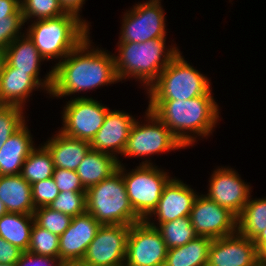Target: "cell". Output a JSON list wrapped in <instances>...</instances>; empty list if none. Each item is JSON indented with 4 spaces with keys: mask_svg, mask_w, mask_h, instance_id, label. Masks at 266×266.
<instances>
[{
    "mask_svg": "<svg viewBox=\"0 0 266 266\" xmlns=\"http://www.w3.org/2000/svg\"><path fill=\"white\" fill-rule=\"evenodd\" d=\"M90 35L53 68L49 97L63 98L75 93L116 84L119 81L113 53L92 44ZM93 45V46H92Z\"/></svg>",
    "mask_w": 266,
    "mask_h": 266,
    "instance_id": "6da1fadb",
    "label": "cell"
},
{
    "mask_svg": "<svg viewBox=\"0 0 266 266\" xmlns=\"http://www.w3.org/2000/svg\"><path fill=\"white\" fill-rule=\"evenodd\" d=\"M214 99L213 95H202L189 100H148L147 109L190 148L200 137L207 139L219 122L220 108Z\"/></svg>",
    "mask_w": 266,
    "mask_h": 266,
    "instance_id": "7a4b0ae2",
    "label": "cell"
},
{
    "mask_svg": "<svg viewBox=\"0 0 266 266\" xmlns=\"http://www.w3.org/2000/svg\"><path fill=\"white\" fill-rule=\"evenodd\" d=\"M114 62L119 81L135 79L147 90L161 71L180 52L177 44L166 46V38L143 43L118 42Z\"/></svg>",
    "mask_w": 266,
    "mask_h": 266,
    "instance_id": "3957f363",
    "label": "cell"
},
{
    "mask_svg": "<svg viewBox=\"0 0 266 266\" xmlns=\"http://www.w3.org/2000/svg\"><path fill=\"white\" fill-rule=\"evenodd\" d=\"M31 22L24 32L46 61L57 59V63L61 62L90 35V23L69 12Z\"/></svg>",
    "mask_w": 266,
    "mask_h": 266,
    "instance_id": "277c9868",
    "label": "cell"
},
{
    "mask_svg": "<svg viewBox=\"0 0 266 266\" xmlns=\"http://www.w3.org/2000/svg\"><path fill=\"white\" fill-rule=\"evenodd\" d=\"M86 212L101 225H127L143 221L128 198L124 179L117 170L86 190Z\"/></svg>",
    "mask_w": 266,
    "mask_h": 266,
    "instance_id": "5b68a950",
    "label": "cell"
},
{
    "mask_svg": "<svg viewBox=\"0 0 266 266\" xmlns=\"http://www.w3.org/2000/svg\"><path fill=\"white\" fill-rule=\"evenodd\" d=\"M208 77L191 66L181 51L161 71L157 80L147 89L148 100H189L212 95Z\"/></svg>",
    "mask_w": 266,
    "mask_h": 266,
    "instance_id": "8992f818",
    "label": "cell"
},
{
    "mask_svg": "<svg viewBox=\"0 0 266 266\" xmlns=\"http://www.w3.org/2000/svg\"><path fill=\"white\" fill-rule=\"evenodd\" d=\"M121 159L118 171L122 174L126 192L135 213L145 220L156 208L164 186L172 178L169 172L156 164H139L129 172Z\"/></svg>",
    "mask_w": 266,
    "mask_h": 266,
    "instance_id": "52a82bcc",
    "label": "cell"
},
{
    "mask_svg": "<svg viewBox=\"0 0 266 266\" xmlns=\"http://www.w3.org/2000/svg\"><path fill=\"white\" fill-rule=\"evenodd\" d=\"M144 119H146L144 122L136 119L131 126L126 148L122 154L125 158L141 156L144 161L140 164H154L150 162L148 156L185 149L170 129L148 109Z\"/></svg>",
    "mask_w": 266,
    "mask_h": 266,
    "instance_id": "ba28073f",
    "label": "cell"
},
{
    "mask_svg": "<svg viewBox=\"0 0 266 266\" xmlns=\"http://www.w3.org/2000/svg\"><path fill=\"white\" fill-rule=\"evenodd\" d=\"M118 42L143 43L166 38V16L161 0L138 2L123 13Z\"/></svg>",
    "mask_w": 266,
    "mask_h": 266,
    "instance_id": "9c48e42d",
    "label": "cell"
},
{
    "mask_svg": "<svg viewBox=\"0 0 266 266\" xmlns=\"http://www.w3.org/2000/svg\"><path fill=\"white\" fill-rule=\"evenodd\" d=\"M110 109L92 97L77 96L68 100L61 111L64 135L91 142Z\"/></svg>",
    "mask_w": 266,
    "mask_h": 266,
    "instance_id": "30bf717a",
    "label": "cell"
},
{
    "mask_svg": "<svg viewBox=\"0 0 266 266\" xmlns=\"http://www.w3.org/2000/svg\"><path fill=\"white\" fill-rule=\"evenodd\" d=\"M130 226L101 225L78 266H124Z\"/></svg>",
    "mask_w": 266,
    "mask_h": 266,
    "instance_id": "8fae6325",
    "label": "cell"
},
{
    "mask_svg": "<svg viewBox=\"0 0 266 266\" xmlns=\"http://www.w3.org/2000/svg\"><path fill=\"white\" fill-rule=\"evenodd\" d=\"M167 251L160 232L143 220L130 226L124 266H164Z\"/></svg>",
    "mask_w": 266,
    "mask_h": 266,
    "instance_id": "7c38bea8",
    "label": "cell"
},
{
    "mask_svg": "<svg viewBox=\"0 0 266 266\" xmlns=\"http://www.w3.org/2000/svg\"><path fill=\"white\" fill-rule=\"evenodd\" d=\"M190 218L198 236L218 239L237 232V216L204 194L196 197Z\"/></svg>",
    "mask_w": 266,
    "mask_h": 266,
    "instance_id": "4fadbf2b",
    "label": "cell"
},
{
    "mask_svg": "<svg viewBox=\"0 0 266 266\" xmlns=\"http://www.w3.org/2000/svg\"><path fill=\"white\" fill-rule=\"evenodd\" d=\"M208 182V192L204 195L236 216L244 209L252 193L251 185L244 182L238 172L229 166L216 167Z\"/></svg>",
    "mask_w": 266,
    "mask_h": 266,
    "instance_id": "5bb4252c",
    "label": "cell"
},
{
    "mask_svg": "<svg viewBox=\"0 0 266 266\" xmlns=\"http://www.w3.org/2000/svg\"><path fill=\"white\" fill-rule=\"evenodd\" d=\"M198 194L186 182L172 176L164 186L156 208L144 221L147 224H162L180 217L190 216Z\"/></svg>",
    "mask_w": 266,
    "mask_h": 266,
    "instance_id": "9a60e30c",
    "label": "cell"
},
{
    "mask_svg": "<svg viewBox=\"0 0 266 266\" xmlns=\"http://www.w3.org/2000/svg\"><path fill=\"white\" fill-rule=\"evenodd\" d=\"M101 224L90 214L75 216L59 236V259L65 266H78Z\"/></svg>",
    "mask_w": 266,
    "mask_h": 266,
    "instance_id": "2e32d148",
    "label": "cell"
},
{
    "mask_svg": "<svg viewBox=\"0 0 266 266\" xmlns=\"http://www.w3.org/2000/svg\"><path fill=\"white\" fill-rule=\"evenodd\" d=\"M259 251L253 240L235 232L213 239L207 266H257Z\"/></svg>",
    "mask_w": 266,
    "mask_h": 266,
    "instance_id": "e0dca14e",
    "label": "cell"
},
{
    "mask_svg": "<svg viewBox=\"0 0 266 266\" xmlns=\"http://www.w3.org/2000/svg\"><path fill=\"white\" fill-rule=\"evenodd\" d=\"M135 120L136 117L130 113L110 109L103 125L90 142L91 149L110 154L119 160L118 155L122 156L126 148L129 132Z\"/></svg>",
    "mask_w": 266,
    "mask_h": 266,
    "instance_id": "ac0fdd59",
    "label": "cell"
},
{
    "mask_svg": "<svg viewBox=\"0 0 266 266\" xmlns=\"http://www.w3.org/2000/svg\"><path fill=\"white\" fill-rule=\"evenodd\" d=\"M5 62L17 71L31 74L49 93L52 87L53 68L41 78V62L46 61L26 33L15 39L5 50Z\"/></svg>",
    "mask_w": 266,
    "mask_h": 266,
    "instance_id": "d6986e66",
    "label": "cell"
},
{
    "mask_svg": "<svg viewBox=\"0 0 266 266\" xmlns=\"http://www.w3.org/2000/svg\"><path fill=\"white\" fill-rule=\"evenodd\" d=\"M40 88V89H39ZM49 92L27 72L17 71L16 68L4 62L0 74V105H17L25 109L31 93L36 90Z\"/></svg>",
    "mask_w": 266,
    "mask_h": 266,
    "instance_id": "ffe728a7",
    "label": "cell"
},
{
    "mask_svg": "<svg viewBox=\"0 0 266 266\" xmlns=\"http://www.w3.org/2000/svg\"><path fill=\"white\" fill-rule=\"evenodd\" d=\"M25 122L0 149V176L18 175L29 153L36 147Z\"/></svg>",
    "mask_w": 266,
    "mask_h": 266,
    "instance_id": "44dd1931",
    "label": "cell"
},
{
    "mask_svg": "<svg viewBox=\"0 0 266 266\" xmlns=\"http://www.w3.org/2000/svg\"><path fill=\"white\" fill-rule=\"evenodd\" d=\"M56 132L42 145L49 151L55 168L76 171L91 149L90 142Z\"/></svg>",
    "mask_w": 266,
    "mask_h": 266,
    "instance_id": "7402d4cb",
    "label": "cell"
},
{
    "mask_svg": "<svg viewBox=\"0 0 266 266\" xmlns=\"http://www.w3.org/2000/svg\"><path fill=\"white\" fill-rule=\"evenodd\" d=\"M0 200L11 213L33 215L32 188L18 175L0 176Z\"/></svg>",
    "mask_w": 266,
    "mask_h": 266,
    "instance_id": "603a6c76",
    "label": "cell"
},
{
    "mask_svg": "<svg viewBox=\"0 0 266 266\" xmlns=\"http://www.w3.org/2000/svg\"><path fill=\"white\" fill-rule=\"evenodd\" d=\"M118 159L114 156L90 149L76 172L83 187L87 190L109 178L118 169Z\"/></svg>",
    "mask_w": 266,
    "mask_h": 266,
    "instance_id": "cb8c5ba5",
    "label": "cell"
},
{
    "mask_svg": "<svg viewBox=\"0 0 266 266\" xmlns=\"http://www.w3.org/2000/svg\"><path fill=\"white\" fill-rule=\"evenodd\" d=\"M213 239L197 236L183 246L168 249L164 266H207Z\"/></svg>",
    "mask_w": 266,
    "mask_h": 266,
    "instance_id": "d4e9b609",
    "label": "cell"
},
{
    "mask_svg": "<svg viewBox=\"0 0 266 266\" xmlns=\"http://www.w3.org/2000/svg\"><path fill=\"white\" fill-rule=\"evenodd\" d=\"M34 222V215L7 212L0 218V237L25 252Z\"/></svg>",
    "mask_w": 266,
    "mask_h": 266,
    "instance_id": "484cf974",
    "label": "cell"
},
{
    "mask_svg": "<svg viewBox=\"0 0 266 266\" xmlns=\"http://www.w3.org/2000/svg\"><path fill=\"white\" fill-rule=\"evenodd\" d=\"M251 197L237 216V232L254 240L266 228V197Z\"/></svg>",
    "mask_w": 266,
    "mask_h": 266,
    "instance_id": "4316f807",
    "label": "cell"
},
{
    "mask_svg": "<svg viewBox=\"0 0 266 266\" xmlns=\"http://www.w3.org/2000/svg\"><path fill=\"white\" fill-rule=\"evenodd\" d=\"M54 163L49 151L41 144L36 146L23 163L20 175L31 185L52 178Z\"/></svg>",
    "mask_w": 266,
    "mask_h": 266,
    "instance_id": "83f0119b",
    "label": "cell"
},
{
    "mask_svg": "<svg viewBox=\"0 0 266 266\" xmlns=\"http://www.w3.org/2000/svg\"><path fill=\"white\" fill-rule=\"evenodd\" d=\"M161 234L167 249L183 246L198 235L191 223L190 216L180 217L162 224H149Z\"/></svg>",
    "mask_w": 266,
    "mask_h": 266,
    "instance_id": "f1b7e54d",
    "label": "cell"
},
{
    "mask_svg": "<svg viewBox=\"0 0 266 266\" xmlns=\"http://www.w3.org/2000/svg\"><path fill=\"white\" fill-rule=\"evenodd\" d=\"M20 10L25 23L56 18L67 13L59 0H20Z\"/></svg>",
    "mask_w": 266,
    "mask_h": 266,
    "instance_id": "f546056e",
    "label": "cell"
},
{
    "mask_svg": "<svg viewBox=\"0 0 266 266\" xmlns=\"http://www.w3.org/2000/svg\"><path fill=\"white\" fill-rule=\"evenodd\" d=\"M59 243V235L51 233L34 222L27 251L36 255L59 258Z\"/></svg>",
    "mask_w": 266,
    "mask_h": 266,
    "instance_id": "4dcf8cb0",
    "label": "cell"
},
{
    "mask_svg": "<svg viewBox=\"0 0 266 266\" xmlns=\"http://www.w3.org/2000/svg\"><path fill=\"white\" fill-rule=\"evenodd\" d=\"M35 222L51 233L62 235L69 227L72 217L48 207L36 208L34 211Z\"/></svg>",
    "mask_w": 266,
    "mask_h": 266,
    "instance_id": "1f68e13d",
    "label": "cell"
},
{
    "mask_svg": "<svg viewBox=\"0 0 266 266\" xmlns=\"http://www.w3.org/2000/svg\"><path fill=\"white\" fill-rule=\"evenodd\" d=\"M72 218L86 212V192H60L49 206Z\"/></svg>",
    "mask_w": 266,
    "mask_h": 266,
    "instance_id": "d6a6232c",
    "label": "cell"
},
{
    "mask_svg": "<svg viewBox=\"0 0 266 266\" xmlns=\"http://www.w3.org/2000/svg\"><path fill=\"white\" fill-rule=\"evenodd\" d=\"M25 21L19 9L8 21H0V50H5L15 39L23 35Z\"/></svg>",
    "mask_w": 266,
    "mask_h": 266,
    "instance_id": "836d02e7",
    "label": "cell"
},
{
    "mask_svg": "<svg viewBox=\"0 0 266 266\" xmlns=\"http://www.w3.org/2000/svg\"><path fill=\"white\" fill-rule=\"evenodd\" d=\"M25 109L17 105H0V133H14L26 121Z\"/></svg>",
    "mask_w": 266,
    "mask_h": 266,
    "instance_id": "e575fe53",
    "label": "cell"
},
{
    "mask_svg": "<svg viewBox=\"0 0 266 266\" xmlns=\"http://www.w3.org/2000/svg\"><path fill=\"white\" fill-rule=\"evenodd\" d=\"M31 188L35 208L50 206L60 193L53 178L35 182Z\"/></svg>",
    "mask_w": 266,
    "mask_h": 266,
    "instance_id": "d590c367",
    "label": "cell"
},
{
    "mask_svg": "<svg viewBox=\"0 0 266 266\" xmlns=\"http://www.w3.org/2000/svg\"><path fill=\"white\" fill-rule=\"evenodd\" d=\"M52 178L60 192H86L80 177L74 170L55 168Z\"/></svg>",
    "mask_w": 266,
    "mask_h": 266,
    "instance_id": "8d00e7d4",
    "label": "cell"
},
{
    "mask_svg": "<svg viewBox=\"0 0 266 266\" xmlns=\"http://www.w3.org/2000/svg\"><path fill=\"white\" fill-rule=\"evenodd\" d=\"M17 266H65L59 258L42 256L25 251L16 262Z\"/></svg>",
    "mask_w": 266,
    "mask_h": 266,
    "instance_id": "74e56055",
    "label": "cell"
},
{
    "mask_svg": "<svg viewBox=\"0 0 266 266\" xmlns=\"http://www.w3.org/2000/svg\"><path fill=\"white\" fill-rule=\"evenodd\" d=\"M22 253V250L0 237V263L16 264Z\"/></svg>",
    "mask_w": 266,
    "mask_h": 266,
    "instance_id": "f35d334b",
    "label": "cell"
},
{
    "mask_svg": "<svg viewBox=\"0 0 266 266\" xmlns=\"http://www.w3.org/2000/svg\"><path fill=\"white\" fill-rule=\"evenodd\" d=\"M20 9V0H0V21H8Z\"/></svg>",
    "mask_w": 266,
    "mask_h": 266,
    "instance_id": "ab89813d",
    "label": "cell"
},
{
    "mask_svg": "<svg viewBox=\"0 0 266 266\" xmlns=\"http://www.w3.org/2000/svg\"><path fill=\"white\" fill-rule=\"evenodd\" d=\"M66 12L73 13L81 18L82 7L86 0H59Z\"/></svg>",
    "mask_w": 266,
    "mask_h": 266,
    "instance_id": "60d3db41",
    "label": "cell"
},
{
    "mask_svg": "<svg viewBox=\"0 0 266 266\" xmlns=\"http://www.w3.org/2000/svg\"><path fill=\"white\" fill-rule=\"evenodd\" d=\"M258 251L266 245V228L253 240Z\"/></svg>",
    "mask_w": 266,
    "mask_h": 266,
    "instance_id": "b9f144b4",
    "label": "cell"
},
{
    "mask_svg": "<svg viewBox=\"0 0 266 266\" xmlns=\"http://www.w3.org/2000/svg\"><path fill=\"white\" fill-rule=\"evenodd\" d=\"M259 262L266 265V245L259 251Z\"/></svg>",
    "mask_w": 266,
    "mask_h": 266,
    "instance_id": "7bdbcfd3",
    "label": "cell"
},
{
    "mask_svg": "<svg viewBox=\"0 0 266 266\" xmlns=\"http://www.w3.org/2000/svg\"><path fill=\"white\" fill-rule=\"evenodd\" d=\"M13 133H0V149Z\"/></svg>",
    "mask_w": 266,
    "mask_h": 266,
    "instance_id": "ee69618b",
    "label": "cell"
},
{
    "mask_svg": "<svg viewBox=\"0 0 266 266\" xmlns=\"http://www.w3.org/2000/svg\"><path fill=\"white\" fill-rule=\"evenodd\" d=\"M4 62H5V54L3 50H0V74L2 72Z\"/></svg>",
    "mask_w": 266,
    "mask_h": 266,
    "instance_id": "f6af8a7d",
    "label": "cell"
},
{
    "mask_svg": "<svg viewBox=\"0 0 266 266\" xmlns=\"http://www.w3.org/2000/svg\"><path fill=\"white\" fill-rule=\"evenodd\" d=\"M8 211L6 210L5 205L3 202L0 200V218L5 215Z\"/></svg>",
    "mask_w": 266,
    "mask_h": 266,
    "instance_id": "bcb514c9",
    "label": "cell"
},
{
    "mask_svg": "<svg viewBox=\"0 0 266 266\" xmlns=\"http://www.w3.org/2000/svg\"><path fill=\"white\" fill-rule=\"evenodd\" d=\"M0 266H17L16 264H5V263H0Z\"/></svg>",
    "mask_w": 266,
    "mask_h": 266,
    "instance_id": "7dc6e473",
    "label": "cell"
},
{
    "mask_svg": "<svg viewBox=\"0 0 266 266\" xmlns=\"http://www.w3.org/2000/svg\"><path fill=\"white\" fill-rule=\"evenodd\" d=\"M257 266H266V265H263V264L259 263Z\"/></svg>",
    "mask_w": 266,
    "mask_h": 266,
    "instance_id": "c3c4849f",
    "label": "cell"
}]
</instances>
